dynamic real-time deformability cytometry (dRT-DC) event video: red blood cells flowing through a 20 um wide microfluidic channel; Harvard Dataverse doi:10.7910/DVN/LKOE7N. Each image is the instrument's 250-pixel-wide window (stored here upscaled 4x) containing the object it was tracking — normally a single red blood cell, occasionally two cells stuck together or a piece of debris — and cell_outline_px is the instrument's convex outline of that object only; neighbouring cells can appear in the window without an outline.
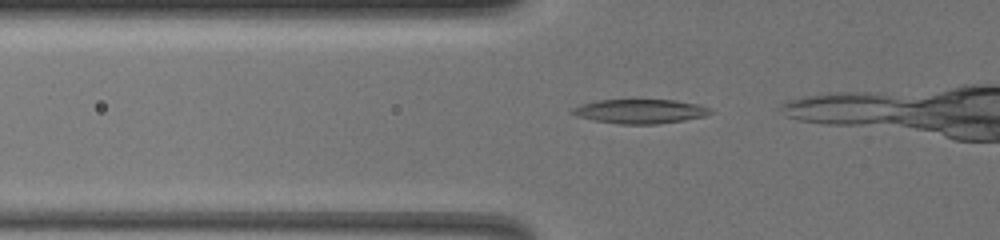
{"species": "common noctule bat (a hibernating species)", "species_latin": "Nyctalus noctula", "temperature_condition": "warm", "stored_images_in_passage": 9, "camera_frame_rate_fps": 3000, "um_per_image_px": 0.085, "animal": {"sex": "female", "body_mass_g": 19.5, "forearm_length_mm": 54.1}, "frame": {"image": 1, "passage_image": 3, "time_ms": 0.667, "image_size_px": [1000, 240], "cell_outline_px": [[712, 112], [704, 116], [684, 120], [656, 124], [620, 124], [592, 120], [576, 116], [568, 112], [572, 108], [580, 104], [596, 100], [676, 100], [700, 104], [708, 108]], "centroid_in_image_um": [54.35, 9.46], "position_along_channel_um": 71.5, "area_um2": 19.59}}
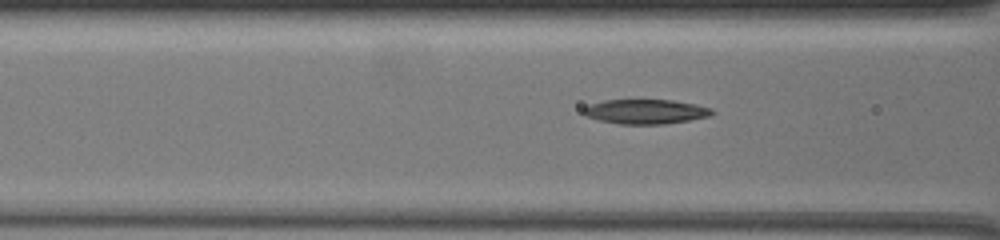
{"frame": {"image": 2, "passage_image": 7, "time_ms": 2.0, "image_size_px": [1000, 240], "cell_outline_px": [[716, 112], [712, 116], [664, 124], [620, 124], [600, 120], [584, 116], [580, 112], [580, 108], [604, 100], [672, 100], [696, 104], [712, 108]], "centroid_in_image_um": [54.87, 9.48], "position_along_channel_um": 111.7, "area_um2": 18.61}}